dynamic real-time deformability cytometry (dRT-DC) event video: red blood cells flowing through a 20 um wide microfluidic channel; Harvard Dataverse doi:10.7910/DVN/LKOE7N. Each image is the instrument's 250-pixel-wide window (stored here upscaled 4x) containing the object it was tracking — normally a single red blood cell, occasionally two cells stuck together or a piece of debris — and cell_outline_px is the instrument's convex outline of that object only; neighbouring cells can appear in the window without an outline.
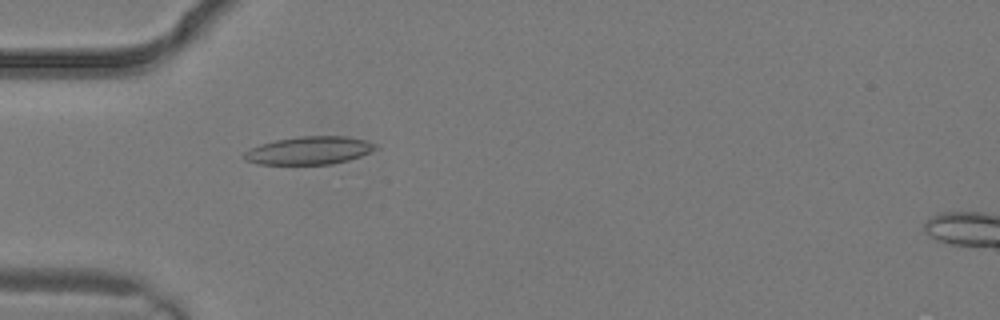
{"species": "common noctule bat (a hibernating species)", "species_latin": "Nyctalus noctula", "temperature_condition": "warm", "stored_images_in_passage": 3, "camera_frame_rate_fps": 3000, "um_per_image_px": 0.085, "animal": {"sex": "male", "body_mass_g": 19.2, "forearm_length_mm": 51.8}, "frame": {"image": 1, "passage_image": 2, "time_ms": 0.333, "image_size_px": [1000, 320], "cell_outline_px": [[380, 148], [360, 156], [348, 160], [332, 164], [256, 164], [244, 160], [240, 156], [244, 152], [260, 144], [276, 140], [300, 136], [348, 136], [364, 140], [376, 144]], "centroid_in_image_um": [26.27, 12.79], "position_along_channel_um": 58.7, "area_um2": 21.5}}